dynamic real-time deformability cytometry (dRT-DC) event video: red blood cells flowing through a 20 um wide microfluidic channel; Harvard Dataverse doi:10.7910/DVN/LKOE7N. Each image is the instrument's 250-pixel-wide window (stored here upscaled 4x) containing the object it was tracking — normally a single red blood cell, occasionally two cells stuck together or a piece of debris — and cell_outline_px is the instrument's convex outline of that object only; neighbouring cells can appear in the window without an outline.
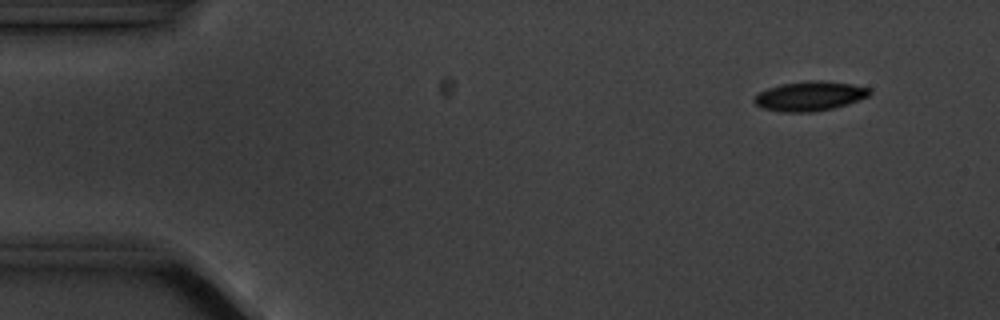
{"species": "common noctule bat (a hibernating species)", "species_latin": "Nyctalus noctula", "temperature_condition": "cold", "stored_images_in_passage": 4, "camera_frame_rate_fps": 3000, "um_per_image_px": 0.085, "animal": {"sex": "male", "body_mass_g": 20.1, "forearm_length_mm": 53.5}, "frame": {"image": 1, "passage_image": 1, "time_ms": 0.0, "image_size_px": [1000, 320], "cell_outline_px": [[872, 92], [868, 96], [848, 104], [832, 108], [812, 112], [780, 112], [760, 108], [752, 100], [760, 92], [768, 88], [780, 84], [812, 80], [820, 80], [848, 84], [868, 88]], "centroid_in_image_um": [68.78, 8.18], "position_along_channel_um": 16.2, "area_um2": 19.71}}